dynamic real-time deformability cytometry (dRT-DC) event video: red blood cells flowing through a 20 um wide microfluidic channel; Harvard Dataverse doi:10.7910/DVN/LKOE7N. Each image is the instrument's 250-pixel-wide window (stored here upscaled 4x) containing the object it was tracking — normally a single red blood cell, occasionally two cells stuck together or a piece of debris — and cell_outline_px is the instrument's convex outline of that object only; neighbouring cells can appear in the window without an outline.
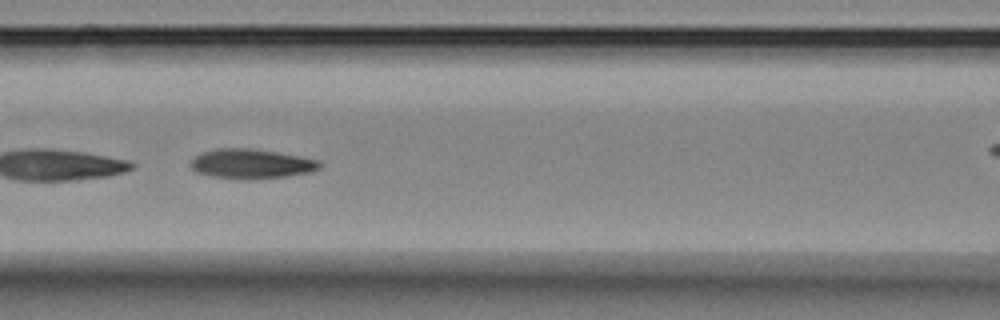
{"species": "Egyptian fruit bat (a non-hibernating species)", "species_latin": "Rousettus aegyptiacus", "temperature_condition": "room temperature", "stored_images_in_passage": 14, "camera_frame_rate_fps": 3000, "um_per_image_px": 0.085, "animal": {"sex": "female"}, "frame": {"image": 1, "passage_image": 8, "time_ms": 2.333, "image_size_px": [1000, 320], "cell_outline_px": [[320, 168], [312, 172], [284, 176], [244, 180], [212, 176], [196, 172], [188, 164], [196, 156], [204, 152], [220, 148], [248, 148], [276, 152], [320, 160]], "centroid_in_image_um": [21.35, 13.93], "position_along_channel_um": 145.2, "area_um2": 22.08}}
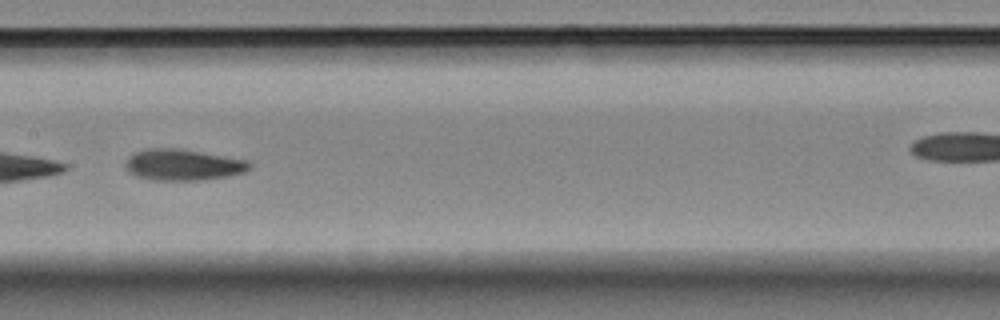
{"frame": {"image": 2, "passage_image": 12, "time_ms": 3.667, "image_size_px": [1000, 320], "cell_outline_px": [[252, 168], [244, 172], [228, 176], [204, 180], [148, 180], [136, 176], [128, 172], [124, 168], [124, 164], [128, 156], [144, 148], [176, 148], [248, 160], [252, 164]], "centroid_in_image_um": [15.52, 14.01], "position_along_channel_um": 191.9, "area_um2": 22.83}}